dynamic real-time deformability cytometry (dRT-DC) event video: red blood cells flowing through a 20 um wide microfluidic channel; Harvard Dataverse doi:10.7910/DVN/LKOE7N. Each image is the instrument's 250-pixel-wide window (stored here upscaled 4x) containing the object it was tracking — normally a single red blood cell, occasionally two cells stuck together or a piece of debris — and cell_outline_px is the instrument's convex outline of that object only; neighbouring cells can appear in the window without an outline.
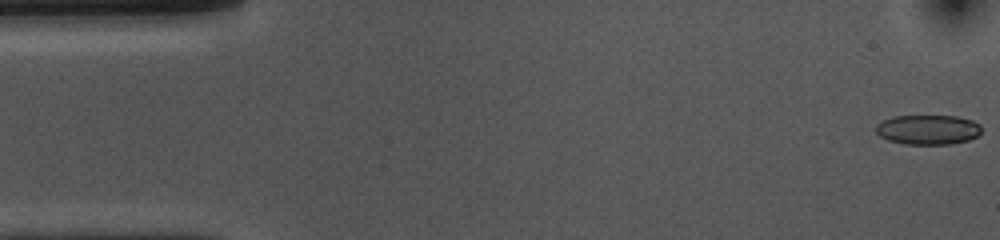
{"species": "common noctule bat (a hibernating species)", "species_latin": "Nyctalus noctula", "temperature_condition": "cold", "stored_images_in_passage": 53, "camera_frame_rate_fps": 3000, "um_per_image_px": 0.085, "animal": {"sex": "female", "body_mass_g": 10.0, "forearm_length_mm": 53.1}, "frame": {"image": 1, "passage_image": 1, "time_ms": 0.0, "image_size_px": [1000, 240], "cell_outline_px": [[980, 132], [976, 136], [968, 140], [948, 144], [904, 144], [888, 140], [880, 136], [876, 132], [876, 124], [892, 116], [956, 116], [972, 120], [980, 124]], "centroid_in_image_um": [78.85, 11.02], "position_along_channel_um": 6.1, "area_um2": 18.21}}
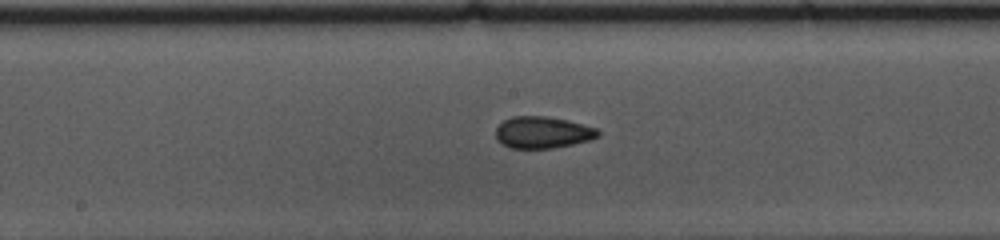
{"frame": {"image": 2, "passage_image": 26, "time_ms": 8.333, "image_size_px": [1000, 240], "cell_outline_px": [[600, 136], [588, 140], [572, 144], [552, 148], [512, 148], [496, 140], [496, 128], [504, 120], [512, 116], [548, 116], [568, 120], [596, 128], [600, 132]], "centroid_in_image_um": [46.12, 11.24], "position_along_channel_um": 202.1, "area_um2": 18.84}}
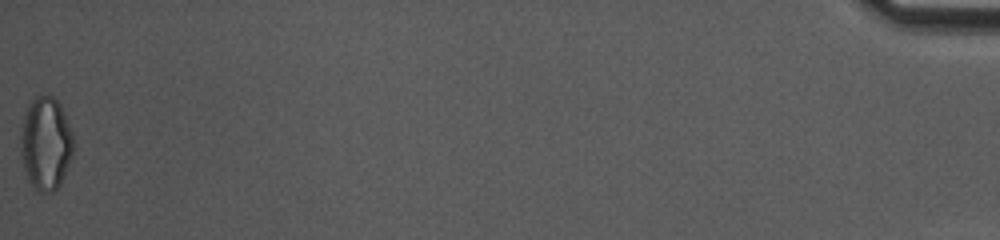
{"frame": {"image": 3, "passage_image": 53, "time_ms": 17.333, "image_size_px": [1000, 240], "cell_outline_px": [[72, 156], [68, 168], [60, 184], [52, 192], [40, 192], [28, 180], [24, 168], [20, 152], [20, 132], [24, 116], [28, 104], [36, 96], [52, 96], [60, 104], [72, 132]], "centroid_in_image_um": [3.87, 12.19], "position_along_channel_um": 431.3, "area_um2": 28.5}, "authors_computed_cell_mechanics": {"area_um2": 19.3052, "velocity_mm_per_s": 3.7352, "shape_relaxation_time_tau1_ms": 5.9302, "shape_relaxation_time_tau2_ms": 2.4128, "deformation_change_tau1": 0.1186, "deformation_change_tau2": 0.0675}}